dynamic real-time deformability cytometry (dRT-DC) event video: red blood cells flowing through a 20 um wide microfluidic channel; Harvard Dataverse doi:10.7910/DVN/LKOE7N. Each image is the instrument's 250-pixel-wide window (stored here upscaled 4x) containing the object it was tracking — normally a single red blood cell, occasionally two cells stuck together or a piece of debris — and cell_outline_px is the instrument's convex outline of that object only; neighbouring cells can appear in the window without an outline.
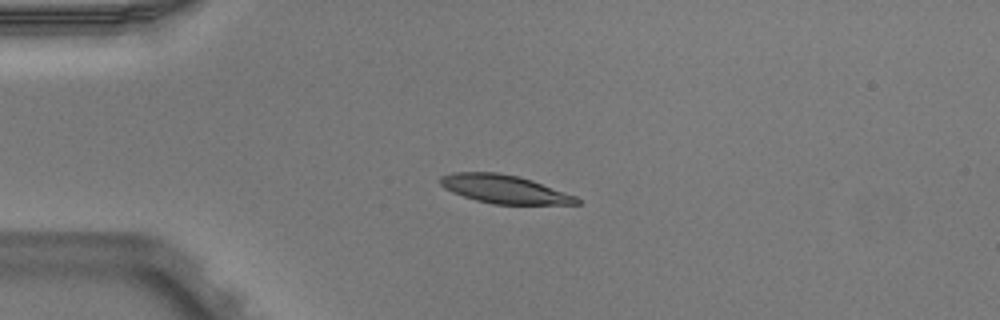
{"species": "Egyptian fruit bat (a non-hibernating species)", "species_latin": "Rousettus aegyptiacus", "temperature_condition": "warm", "stored_images_in_passage": 2, "camera_frame_rate_fps": 3000, "um_per_image_px": 0.085, "animal": {"sex": "male"}, "frame": {"image": 1, "passage_image": 1, "time_ms": 0.0, "image_size_px": [1000, 320], "cell_outline_px": [[580, 204], [492, 204], [476, 200], [452, 192], [444, 188], [440, 184], [440, 176], [452, 172], [496, 172], [520, 176], [532, 180], [576, 196], [580, 200]], "centroid_in_image_um": [42.85, 16.07], "position_along_channel_um": 42.1, "area_um2": 22.54}}